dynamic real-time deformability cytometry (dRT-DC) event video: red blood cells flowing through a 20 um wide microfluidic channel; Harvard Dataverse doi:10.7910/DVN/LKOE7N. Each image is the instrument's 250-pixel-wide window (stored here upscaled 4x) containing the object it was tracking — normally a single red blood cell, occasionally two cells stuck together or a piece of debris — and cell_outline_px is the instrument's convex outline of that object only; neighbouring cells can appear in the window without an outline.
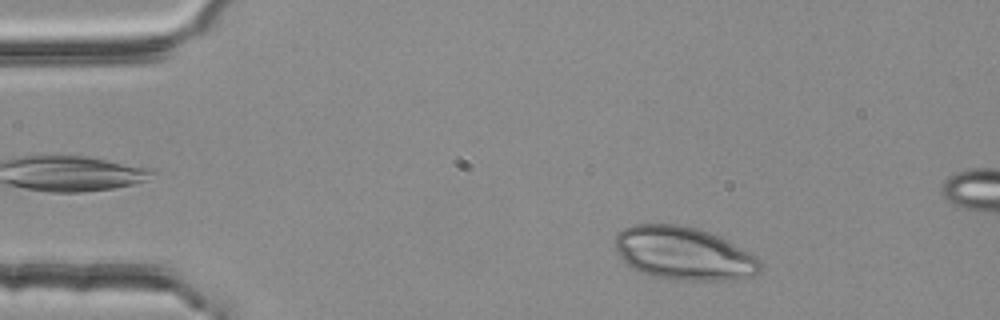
{"species": "common noctule bat (a hibernating species)", "species_latin": "Nyctalus noctula", "temperature_condition": "room temperature", "stored_images_in_passage": 4, "camera_frame_rate_fps": 3000, "um_per_image_px": 0.085, "animal": {"sex": "female", "body_mass_g": 25.1}, "frame": {"image": 1, "passage_image": 4, "time_ms": 1.0, "image_size_px": [1000, 320], "cell_outline_px": [[764, 268], [760, 272], [752, 276], [724, 280], [672, 280], [648, 276], [632, 268], [620, 256], [616, 248], [616, 236], [624, 228], [632, 224], [680, 224], [696, 228], [708, 232], [764, 260]], "centroid_in_image_um": [58.13, 21.56], "position_along_channel_um": 26.9, "area_um2": 44.97}}